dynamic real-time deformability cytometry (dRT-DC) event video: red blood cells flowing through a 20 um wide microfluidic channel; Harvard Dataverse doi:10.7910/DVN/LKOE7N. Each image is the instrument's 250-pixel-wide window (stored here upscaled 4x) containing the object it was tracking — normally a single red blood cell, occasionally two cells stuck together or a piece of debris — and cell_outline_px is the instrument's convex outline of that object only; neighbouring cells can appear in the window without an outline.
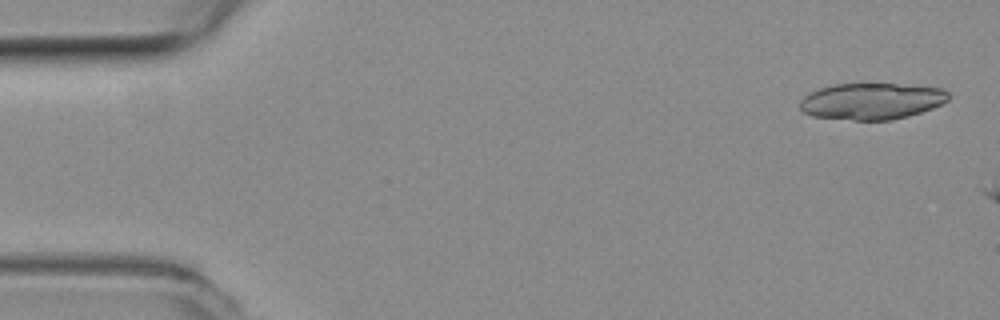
{"species": "common noctule bat (a hibernating species)", "species_latin": "Nyctalus noctula", "temperature_condition": "room temperature", "stored_images_in_passage": 5, "camera_frame_rate_fps": 3000, "um_per_image_px": 0.085, "animal": {"sex": "female", "body_mass_g": 19.3, "forearm_length_mm": 54.1}, "frame": {"image": 1, "passage_image": 2, "time_ms": 0.333, "image_size_px": [1000, 320], "cell_outline_px": [[948, 100], [932, 108], [908, 116], [892, 120], [852, 120], [812, 116], [804, 112], [800, 108], [800, 100], [808, 92], [832, 84], [896, 84], [944, 88], [948, 92]], "centroid_in_image_um": [74.06, 8.6], "position_along_channel_um": 10.9, "area_um2": 31.56}}